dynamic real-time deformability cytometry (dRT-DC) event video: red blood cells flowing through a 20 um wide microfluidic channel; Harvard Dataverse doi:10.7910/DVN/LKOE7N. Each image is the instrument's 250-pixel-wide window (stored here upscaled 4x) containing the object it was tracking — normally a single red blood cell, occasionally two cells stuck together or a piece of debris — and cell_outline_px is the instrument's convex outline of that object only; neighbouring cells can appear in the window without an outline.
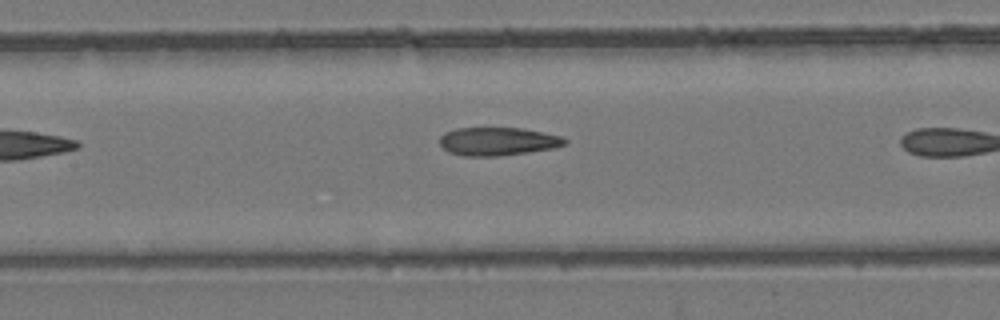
{"species": "common noctule bat (a hibernating species)", "species_latin": "Nyctalus noctula", "temperature_condition": "room temperature", "stored_images_in_passage": 7, "camera_frame_rate_fps": 3000, "um_per_image_px": 0.085, "animal": {"sex": "female", "body_mass_g": 24.6, "forearm_length_mm": 56.2}, "frame": {"image": 1, "passage_image": 7, "time_ms": 7.0, "image_size_px": [1000, 320], "cell_outline_px": [[568, 144], [552, 148], [528, 152], [496, 156], [464, 156], [448, 152], [440, 144], [440, 136], [444, 132], [456, 128], [520, 128], [560, 136], [568, 140]], "centroid_in_image_um": [42.28, 12.02], "position_along_channel_um": 165.1, "area_um2": 20.46}}